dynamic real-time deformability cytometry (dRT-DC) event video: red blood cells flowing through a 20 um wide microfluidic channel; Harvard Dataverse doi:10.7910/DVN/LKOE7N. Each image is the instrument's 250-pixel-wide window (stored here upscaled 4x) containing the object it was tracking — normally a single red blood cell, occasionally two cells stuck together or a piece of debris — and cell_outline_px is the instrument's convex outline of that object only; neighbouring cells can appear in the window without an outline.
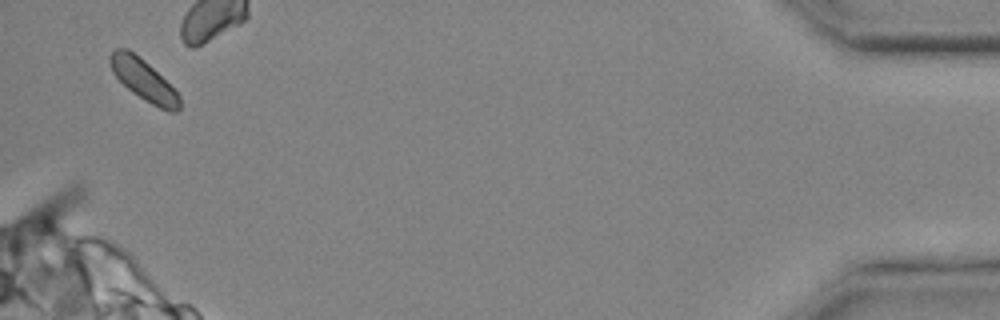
{"species": "common noctule bat (a hibernating species)", "species_latin": "Nyctalus noctula", "temperature_condition": "cold", "stored_images_in_passage": 23, "camera_frame_rate_fps": 3000, "um_per_image_px": 0.085, "animal": {"sex": "male", "body_mass_g": 20.4}, "frame": {"image": 1, "passage_image": 23, "time_ms": 7.333, "image_size_px": [1000, 320], "cell_outline_px": [[180, 108], [176, 112], [168, 112], [144, 100], [132, 92], [112, 72], [108, 60], [108, 56], [116, 48], [128, 48], [144, 60], [180, 96]], "centroid_in_image_um": [12.17, 6.79], "position_along_channel_um": 423.0, "area_um2": 16.42}}